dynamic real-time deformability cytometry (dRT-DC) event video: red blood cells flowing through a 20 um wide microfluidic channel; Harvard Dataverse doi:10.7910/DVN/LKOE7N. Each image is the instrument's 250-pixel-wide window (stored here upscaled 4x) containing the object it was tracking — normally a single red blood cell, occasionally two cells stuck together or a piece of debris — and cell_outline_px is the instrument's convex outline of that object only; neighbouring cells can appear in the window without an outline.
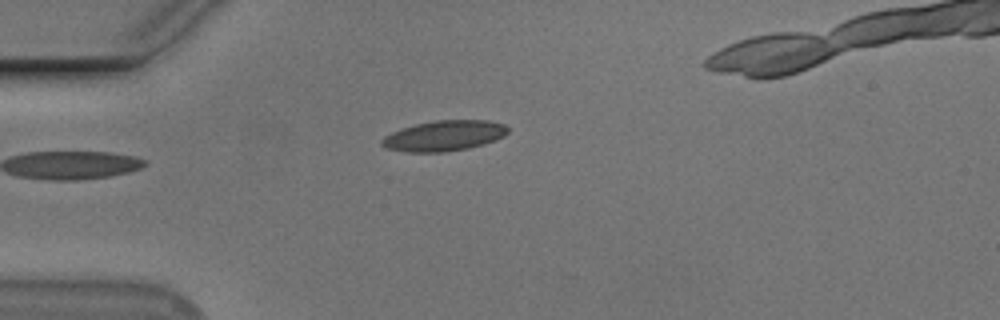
{"species": "Egyptian fruit bat (a non-hibernating species)", "species_latin": "Rousettus aegyptiacus", "temperature_condition": "cold", "stored_images_in_passage": 38, "camera_frame_rate_fps": 3000, "um_per_image_px": 0.085, "animal": {"sex": "male"}, "frame": {"image": 1, "passage_image": 2, "time_ms": 0.333, "image_size_px": [1000, 320], "cell_outline_px": [[508, 132], [504, 136], [468, 148], [444, 152], [408, 152], [388, 148], [380, 144], [380, 140], [384, 136], [392, 132], [416, 124], [436, 120], [488, 120], [504, 124], [508, 128]], "centroid_in_image_um": [37.73, 11.53], "position_along_channel_um": 47.3, "area_um2": 22.08}}
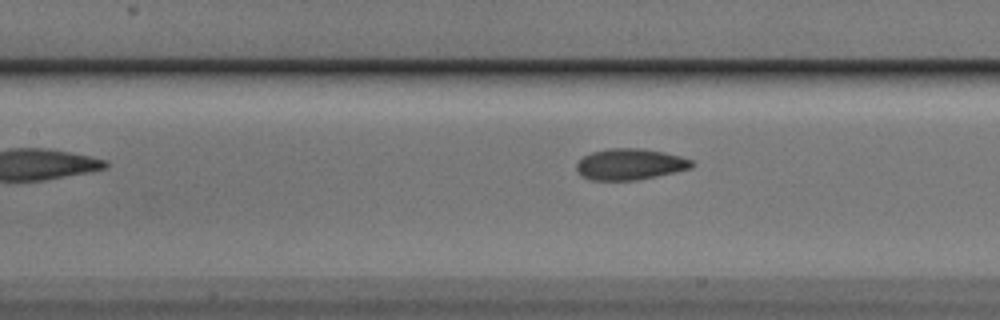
{"frame": {"image": 2, "passage_image": 12, "time_ms": 3.667, "image_size_px": [1000, 320], "cell_outline_px": [[696, 164], [692, 168], [636, 180], [592, 180], [584, 176], [576, 168], [576, 164], [584, 156], [592, 152], [608, 148], [640, 148], [664, 152], [680, 156], [692, 160]], "centroid_in_image_um": [53.58, 13.95], "position_along_channel_um": 153.8, "area_um2": 20.75}}
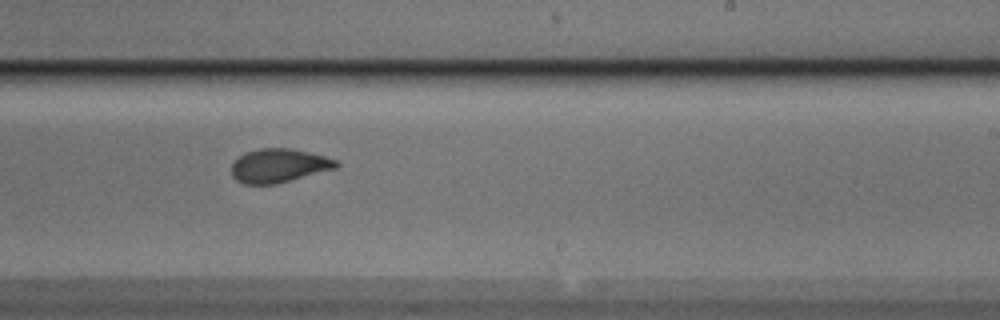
{"frame": {"image": 3, "passage_image": 21, "time_ms": 6.667, "image_size_px": [1000, 320], "cell_outline_px": [[340, 164], [336, 168], [276, 184], [244, 184], [236, 180], [232, 176], [232, 164], [240, 156], [248, 152], [260, 148], [292, 148], [324, 156], [336, 160]], "centroid_in_image_um": [23.7, 14.08], "position_along_channel_um": 265.3, "area_um2": 20.4}}